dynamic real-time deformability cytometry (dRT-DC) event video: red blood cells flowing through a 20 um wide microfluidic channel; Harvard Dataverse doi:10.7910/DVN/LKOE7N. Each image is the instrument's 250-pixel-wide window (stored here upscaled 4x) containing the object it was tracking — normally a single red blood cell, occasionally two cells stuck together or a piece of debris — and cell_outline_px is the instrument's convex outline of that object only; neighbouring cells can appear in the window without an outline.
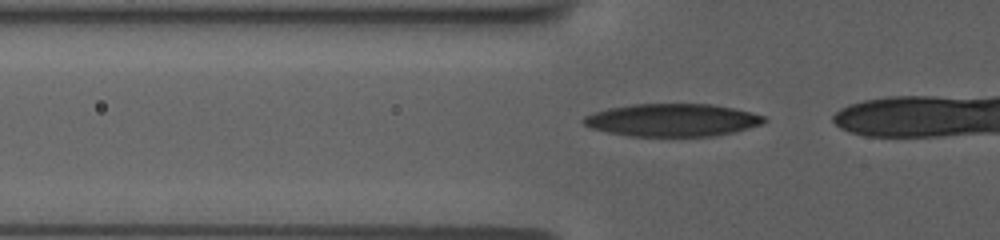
{"species": "human", "species_latin": "Homo sapiens", "temperature_condition": "room temperature", "stored_images_in_passage": 20, "camera_frame_rate_fps": 3000, "um_per_image_px": 0.085, "donor": {"sex": "female"}, "frame": {"image": 1, "passage_image": 14, "time_ms": 4.333, "image_size_px": [1000, 240], "cell_outline_px": [[768, 120], [764, 124], [716, 136], [628, 136], [608, 132], [592, 128], [584, 124], [580, 120], [584, 116], [592, 112], [608, 108], [632, 104], [712, 104], [732, 108], [764, 116]], "centroid_in_image_um": [57.12, 10.2], "position_along_channel_um": 68.7, "area_um2": 34.45}}
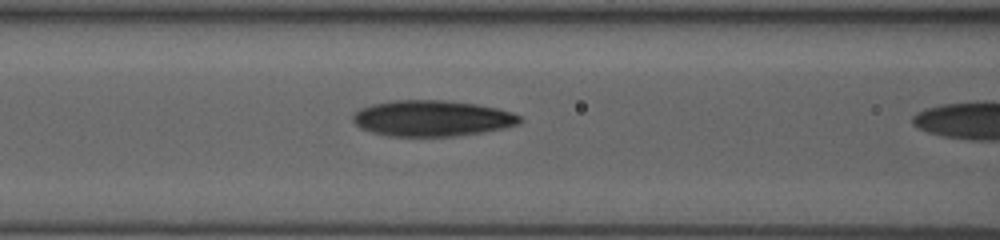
{"frame": {"image": 2, "passage_image": 19, "time_ms": 6.0, "image_size_px": [1000, 240], "cell_outline_px": [[524, 120], [520, 124], [480, 132], [452, 136], [388, 136], [372, 132], [360, 128], [352, 120], [352, 116], [360, 108], [372, 104], [396, 100], [444, 100], [476, 104], [496, 108], [512, 112], [520, 116]], "centroid_in_image_um": [36.71, 10.05], "position_along_channel_um": 129.9, "area_um2": 34.8}}